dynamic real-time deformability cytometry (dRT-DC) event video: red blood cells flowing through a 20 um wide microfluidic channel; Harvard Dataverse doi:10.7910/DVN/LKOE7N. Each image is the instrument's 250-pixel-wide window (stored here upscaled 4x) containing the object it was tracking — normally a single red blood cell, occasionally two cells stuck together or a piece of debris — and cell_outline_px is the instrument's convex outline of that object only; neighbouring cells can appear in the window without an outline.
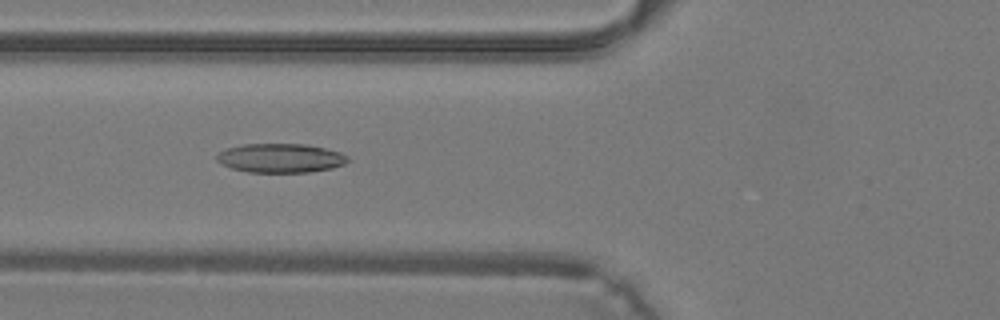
{"species": "common noctule bat (a hibernating species)", "species_latin": "Nyctalus noctula", "temperature_condition": "warm", "stored_images_in_passage": 41, "camera_frame_rate_fps": 3000, "um_per_image_px": 0.085, "animal": {"sex": "male", "body_mass_g": 19.2, "forearm_length_mm": 51.8}, "frame": {"image": 1, "passage_image": 16, "time_ms": 5.0, "image_size_px": [1000, 320], "cell_outline_px": [[348, 160], [344, 164], [332, 168], [308, 172], [248, 172], [232, 168], [216, 160], [216, 156], [220, 152], [228, 148], [244, 144], [304, 144], [324, 148], [340, 152], [348, 156]], "centroid_in_image_um": [23.86, 13.43], "position_along_channel_um": 101.9, "area_um2": 21.96}}
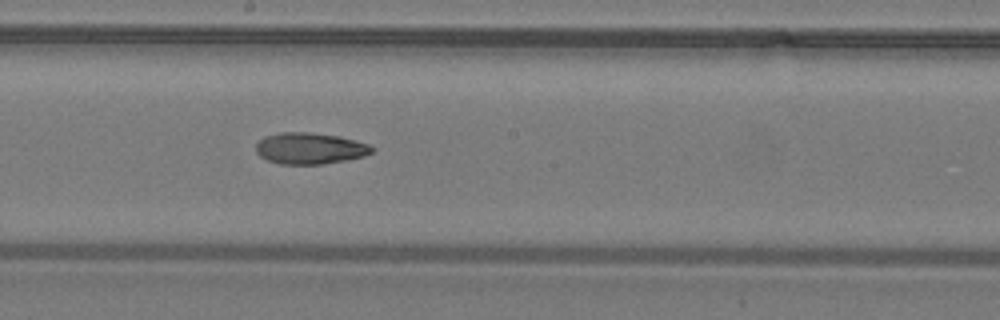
{"frame": {"image": 2, "passage_image": 23, "time_ms": 7.333, "image_size_px": [1000, 320], "cell_outline_px": [[376, 148], [372, 152], [364, 156], [324, 164], [280, 164], [268, 160], [260, 156], [256, 152], [256, 144], [264, 136], [280, 132], [308, 132], [340, 136], [368, 144]], "centroid_in_image_um": [26.33, 12.6], "position_along_channel_um": 221.9, "area_um2": 21.21}}
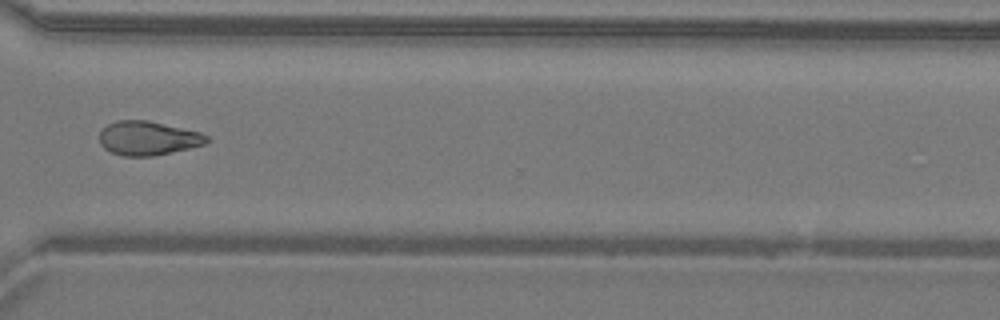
{"frame": {"image": 3, "passage_image": 31, "time_ms": 10.0, "image_size_px": [1000, 320], "cell_outline_px": [[212, 140], [204, 144], [188, 148], [152, 156], [124, 156], [112, 152], [104, 148], [100, 144], [100, 132], [108, 124], [116, 120], [148, 120], [200, 132], [208, 136]], "centroid_in_image_um": [12.58, 11.74], "position_along_channel_um": 358.0, "area_um2": 21.15}}